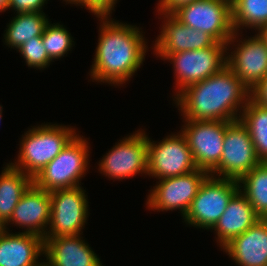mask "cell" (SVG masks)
I'll use <instances>...</instances> for the list:
<instances>
[{"instance_id": "cell-1", "label": "cell", "mask_w": 267, "mask_h": 266, "mask_svg": "<svg viewBox=\"0 0 267 266\" xmlns=\"http://www.w3.org/2000/svg\"><path fill=\"white\" fill-rule=\"evenodd\" d=\"M100 18L99 40L90 69L92 81L123 85L140 69L148 51L141 28L112 20L111 15ZM147 50V51H146Z\"/></svg>"}, {"instance_id": "cell-19", "label": "cell", "mask_w": 267, "mask_h": 266, "mask_svg": "<svg viewBox=\"0 0 267 266\" xmlns=\"http://www.w3.org/2000/svg\"><path fill=\"white\" fill-rule=\"evenodd\" d=\"M222 250L238 266H267V219L258 220Z\"/></svg>"}, {"instance_id": "cell-26", "label": "cell", "mask_w": 267, "mask_h": 266, "mask_svg": "<svg viewBox=\"0 0 267 266\" xmlns=\"http://www.w3.org/2000/svg\"><path fill=\"white\" fill-rule=\"evenodd\" d=\"M42 42L46 48L48 57L54 61L55 59L64 57L68 51H71L74 40L63 25L59 23L51 24L49 21L43 31Z\"/></svg>"}, {"instance_id": "cell-10", "label": "cell", "mask_w": 267, "mask_h": 266, "mask_svg": "<svg viewBox=\"0 0 267 266\" xmlns=\"http://www.w3.org/2000/svg\"><path fill=\"white\" fill-rule=\"evenodd\" d=\"M100 161L98 170L112 180L148 175V136L137 130L117 142Z\"/></svg>"}, {"instance_id": "cell-27", "label": "cell", "mask_w": 267, "mask_h": 266, "mask_svg": "<svg viewBox=\"0 0 267 266\" xmlns=\"http://www.w3.org/2000/svg\"><path fill=\"white\" fill-rule=\"evenodd\" d=\"M24 58L28 67L45 69L53 62L47 55L46 48L42 42V36L31 38L17 50Z\"/></svg>"}, {"instance_id": "cell-7", "label": "cell", "mask_w": 267, "mask_h": 266, "mask_svg": "<svg viewBox=\"0 0 267 266\" xmlns=\"http://www.w3.org/2000/svg\"><path fill=\"white\" fill-rule=\"evenodd\" d=\"M260 163L246 127L240 120L226 122L220 163L210 172V175L239 181Z\"/></svg>"}, {"instance_id": "cell-14", "label": "cell", "mask_w": 267, "mask_h": 266, "mask_svg": "<svg viewBox=\"0 0 267 266\" xmlns=\"http://www.w3.org/2000/svg\"><path fill=\"white\" fill-rule=\"evenodd\" d=\"M239 35V32L235 31L226 43L227 51L230 45H236L233 47L235 50L226 54L227 66L249 90H252L267 76V45L258 34L243 41L242 38L237 40Z\"/></svg>"}, {"instance_id": "cell-31", "label": "cell", "mask_w": 267, "mask_h": 266, "mask_svg": "<svg viewBox=\"0 0 267 266\" xmlns=\"http://www.w3.org/2000/svg\"><path fill=\"white\" fill-rule=\"evenodd\" d=\"M197 0H159L157 12L172 13L176 8Z\"/></svg>"}, {"instance_id": "cell-36", "label": "cell", "mask_w": 267, "mask_h": 266, "mask_svg": "<svg viewBox=\"0 0 267 266\" xmlns=\"http://www.w3.org/2000/svg\"><path fill=\"white\" fill-rule=\"evenodd\" d=\"M2 110H3V107H2V105H0V123H1V119H2Z\"/></svg>"}, {"instance_id": "cell-33", "label": "cell", "mask_w": 267, "mask_h": 266, "mask_svg": "<svg viewBox=\"0 0 267 266\" xmlns=\"http://www.w3.org/2000/svg\"><path fill=\"white\" fill-rule=\"evenodd\" d=\"M9 9V0H0V12H5Z\"/></svg>"}, {"instance_id": "cell-29", "label": "cell", "mask_w": 267, "mask_h": 266, "mask_svg": "<svg viewBox=\"0 0 267 266\" xmlns=\"http://www.w3.org/2000/svg\"><path fill=\"white\" fill-rule=\"evenodd\" d=\"M48 0H9V9L16 13L41 12L44 13L43 6Z\"/></svg>"}, {"instance_id": "cell-11", "label": "cell", "mask_w": 267, "mask_h": 266, "mask_svg": "<svg viewBox=\"0 0 267 266\" xmlns=\"http://www.w3.org/2000/svg\"><path fill=\"white\" fill-rule=\"evenodd\" d=\"M154 142L148 137V175L165 179L198 169L187 141L181 132Z\"/></svg>"}, {"instance_id": "cell-9", "label": "cell", "mask_w": 267, "mask_h": 266, "mask_svg": "<svg viewBox=\"0 0 267 266\" xmlns=\"http://www.w3.org/2000/svg\"><path fill=\"white\" fill-rule=\"evenodd\" d=\"M85 192L81 186L50 192V223L44 239L82 234L89 213Z\"/></svg>"}, {"instance_id": "cell-32", "label": "cell", "mask_w": 267, "mask_h": 266, "mask_svg": "<svg viewBox=\"0 0 267 266\" xmlns=\"http://www.w3.org/2000/svg\"><path fill=\"white\" fill-rule=\"evenodd\" d=\"M259 37L265 42V44L267 45V24L261 26L258 30H257Z\"/></svg>"}, {"instance_id": "cell-20", "label": "cell", "mask_w": 267, "mask_h": 266, "mask_svg": "<svg viewBox=\"0 0 267 266\" xmlns=\"http://www.w3.org/2000/svg\"><path fill=\"white\" fill-rule=\"evenodd\" d=\"M261 218L240 190L231 198L224 213L212 228L217 242L223 248L234 237L243 234Z\"/></svg>"}, {"instance_id": "cell-28", "label": "cell", "mask_w": 267, "mask_h": 266, "mask_svg": "<svg viewBox=\"0 0 267 266\" xmlns=\"http://www.w3.org/2000/svg\"><path fill=\"white\" fill-rule=\"evenodd\" d=\"M118 0H78L75 5L83 6L96 16H107L112 13Z\"/></svg>"}, {"instance_id": "cell-12", "label": "cell", "mask_w": 267, "mask_h": 266, "mask_svg": "<svg viewBox=\"0 0 267 266\" xmlns=\"http://www.w3.org/2000/svg\"><path fill=\"white\" fill-rule=\"evenodd\" d=\"M209 175L207 171L197 169L176 177L160 179L147 197L148 210L160 212L176 209L184 218L203 181Z\"/></svg>"}, {"instance_id": "cell-13", "label": "cell", "mask_w": 267, "mask_h": 266, "mask_svg": "<svg viewBox=\"0 0 267 266\" xmlns=\"http://www.w3.org/2000/svg\"><path fill=\"white\" fill-rule=\"evenodd\" d=\"M182 135L198 169L210 173L219 163L223 152L226 121H182Z\"/></svg>"}, {"instance_id": "cell-25", "label": "cell", "mask_w": 267, "mask_h": 266, "mask_svg": "<svg viewBox=\"0 0 267 266\" xmlns=\"http://www.w3.org/2000/svg\"><path fill=\"white\" fill-rule=\"evenodd\" d=\"M232 22L236 32L258 30L267 24V0H232Z\"/></svg>"}, {"instance_id": "cell-6", "label": "cell", "mask_w": 267, "mask_h": 266, "mask_svg": "<svg viewBox=\"0 0 267 266\" xmlns=\"http://www.w3.org/2000/svg\"><path fill=\"white\" fill-rule=\"evenodd\" d=\"M238 181L209 175L184 216L185 224L211 230L239 191Z\"/></svg>"}, {"instance_id": "cell-4", "label": "cell", "mask_w": 267, "mask_h": 266, "mask_svg": "<svg viewBox=\"0 0 267 266\" xmlns=\"http://www.w3.org/2000/svg\"><path fill=\"white\" fill-rule=\"evenodd\" d=\"M79 135L33 178L38 188L52 192L81 186L79 182L89 169L90 147L87 139Z\"/></svg>"}, {"instance_id": "cell-22", "label": "cell", "mask_w": 267, "mask_h": 266, "mask_svg": "<svg viewBox=\"0 0 267 266\" xmlns=\"http://www.w3.org/2000/svg\"><path fill=\"white\" fill-rule=\"evenodd\" d=\"M49 22L45 13L27 12L16 13L7 25L4 34V44L16 50L31 38L42 36L45 26Z\"/></svg>"}, {"instance_id": "cell-24", "label": "cell", "mask_w": 267, "mask_h": 266, "mask_svg": "<svg viewBox=\"0 0 267 266\" xmlns=\"http://www.w3.org/2000/svg\"><path fill=\"white\" fill-rule=\"evenodd\" d=\"M239 120L252 138L257 157L261 162H267V108L249 99Z\"/></svg>"}, {"instance_id": "cell-21", "label": "cell", "mask_w": 267, "mask_h": 266, "mask_svg": "<svg viewBox=\"0 0 267 266\" xmlns=\"http://www.w3.org/2000/svg\"><path fill=\"white\" fill-rule=\"evenodd\" d=\"M33 179L9 163L0 174V220L5 224Z\"/></svg>"}, {"instance_id": "cell-15", "label": "cell", "mask_w": 267, "mask_h": 266, "mask_svg": "<svg viewBox=\"0 0 267 266\" xmlns=\"http://www.w3.org/2000/svg\"><path fill=\"white\" fill-rule=\"evenodd\" d=\"M158 13L164 22L152 50L161 60L173 53L205 49L217 43L209 34L182 24L171 13Z\"/></svg>"}, {"instance_id": "cell-5", "label": "cell", "mask_w": 267, "mask_h": 266, "mask_svg": "<svg viewBox=\"0 0 267 266\" xmlns=\"http://www.w3.org/2000/svg\"><path fill=\"white\" fill-rule=\"evenodd\" d=\"M182 24L203 31L219 43H227L235 29L232 22V0H197L171 13Z\"/></svg>"}, {"instance_id": "cell-35", "label": "cell", "mask_w": 267, "mask_h": 266, "mask_svg": "<svg viewBox=\"0 0 267 266\" xmlns=\"http://www.w3.org/2000/svg\"><path fill=\"white\" fill-rule=\"evenodd\" d=\"M65 1L66 3H71V4H75L78 0H63Z\"/></svg>"}, {"instance_id": "cell-8", "label": "cell", "mask_w": 267, "mask_h": 266, "mask_svg": "<svg viewBox=\"0 0 267 266\" xmlns=\"http://www.w3.org/2000/svg\"><path fill=\"white\" fill-rule=\"evenodd\" d=\"M227 45L217 42L214 46L200 50H189L168 55L176 77L174 98L187 86L207 79L227 65Z\"/></svg>"}, {"instance_id": "cell-34", "label": "cell", "mask_w": 267, "mask_h": 266, "mask_svg": "<svg viewBox=\"0 0 267 266\" xmlns=\"http://www.w3.org/2000/svg\"><path fill=\"white\" fill-rule=\"evenodd\" d=\"M5 230V226L2 223V221L0 220V234Z\"/></svg>"}, {"instance_id": "cell-3", "label": "cell", "mask_w": 267, "mask_h": 266, "mask_svg": "<svg viewBox=\"0 0 267 266\" xmlns=\"http://www.w3.org/2000/svg\"><path fill=\"white\" fill-rule=\"evenodd\" d=\"M76 135L75 128L62 124L34 126L22 135L17 161L9 164L33 179Z\"/></svg>"}, {"instance_id": "cell-16", "label": "cell", "mask_w": 267, "mask_h": 266, "mask_svg": "<svg viewBox=\"0 0 267 266\" xmlns=\"http://www.w3.org/2000/svg\"><path fill=\"white\" fill-rule=\"evenodd\" d=\"M50 215V192L32 183L14 208L10 219L4 224L5 230L9 229L8 225L15 223V226L26 230L24 232L44 238L50 223Z\"/></svg>"}, {"instance_id": "cell-30", "label": "cell", "mask_w": 267, "mask_h": 266, "mask_svg": "<svg viewBox=\"0 0 267 266\" xmlns=\"http://www.w3.org/2000/svg\"><path fill=\"white\" fill-rule=\"evenodd\" d=\"M250 99L257 105L267 108V76L250 90Z\"/></svg>"}, {"instance_id": "cell-2", "label": "cell", "mask_w": 267, "mask_h": 266, "mask_svg": "<svg viewBox=\"0 0 267 266\" xmlns=\"http://www.w3.org/2000/svg\"><path fill=\"white\" fill-rule=\"evenodd\" d=\"M174 99L184 121L233 122L239 120L247 105L250 90L226 65L207 79L187 86Z\"/></svg>"}, {"instance_id": "cell-23", "label": "cell", "mask_w": 267, "mask_h": 266, "mask_svg": "<svg viewBox=\"0 0 267 266\" xmlns=\"http://www.w3.org/2000/svg\"><path fill=\"white\" fill-rule=\"evenodd\" d=\"M238 184L240 192L247 198L255 213L261 219H267V162L255 166Z\"/></svg>"}, {"instance_id": "cell-18", "label": "cell", "mask_w": 267, "mask_h": 266, "mask_svg": "<svg viewBox=\"0 0 267 266\" xmlns=\"http://www.w3.org/2000/svg\"><path fill=\"white\" fill-rule=\"evenodd\" d=\"M44 238L32 233L0 234V266H44L39 257L44 255Z\"/></svg>"}, {"instance_id": "cell-17", "label": "cell", "mask_w": 267, "mask_h": 266, "mask_svg": "<svg viewBox=\"0 0 267 266\" xmlns=\"http://www.w3.org/2000/svg\"><path fill=\"white\" fill-rule=\"evenodd\" d=\"M44 266H103L80 235L44 239Z\"/></svg>"}]
</instances>
